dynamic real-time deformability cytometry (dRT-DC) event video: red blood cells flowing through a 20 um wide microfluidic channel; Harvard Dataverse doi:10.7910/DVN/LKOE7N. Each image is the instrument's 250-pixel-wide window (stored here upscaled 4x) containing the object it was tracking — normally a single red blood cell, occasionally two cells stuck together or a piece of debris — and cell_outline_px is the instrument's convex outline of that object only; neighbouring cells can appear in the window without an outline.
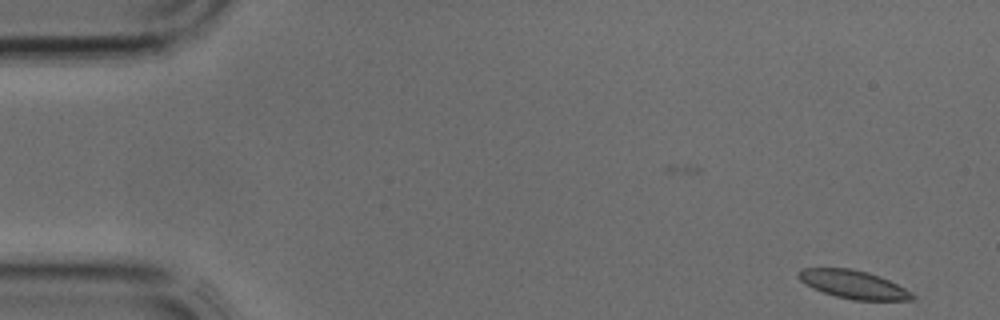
{"species": "common noctule bat (a hibernating species)", "species_latin": "Nyctalus noctula", "temperature_condition": "cold", "stored_images_in_passage": 40, "camera_frame_rate_fps": 3000, "um_per_image_px": 0.085, "animal": {"sex": "male", "body_mass_g": 17.9, "forearm_length_mm": 54.2}, "frame": {"image": 1, "passage_image": 1, "time_ms": 0.0, "image_size_px": [1000, 320], "cell_outline_px": [[916, 300], [852, 300], [836, 296], [812, 288], [800, 280], [796, 276], [796, 272], [800, 268], [852, 268], [868, 272], [880, 276], [912, 292], [916, 296]], "centroid_in_image_um": [72.53, 24.17], "position_along_channel_um": 12.5, "area_um2": 18.84}}
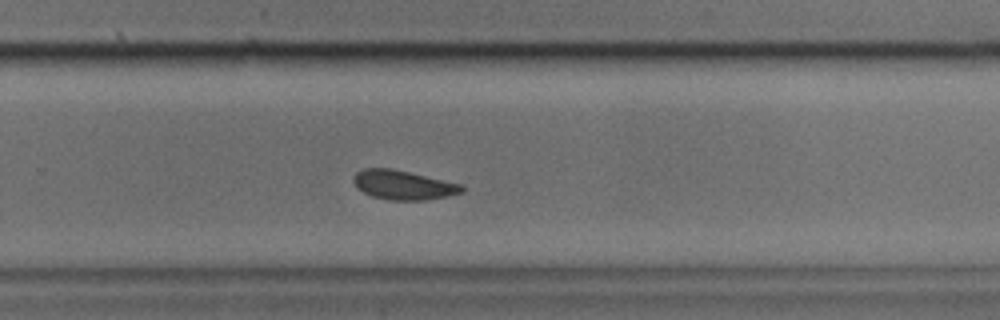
{"frame": {"image": 2, "passage_image": 25, "time_ms": 8.0, "image_size_px": [1000, 320], "cell_outline_px": [[464, 192], [448, 196], [428, 200], [388, 200], [372, 196], [356, 188], [352, 180], [356, 172], [364, 168], [392, 168], [460, 184], [464, 188]], "centroid_in_image_um": [34.25, 15.73], "position_along_channel_um": 295.6, "area_um2": 18.5}}
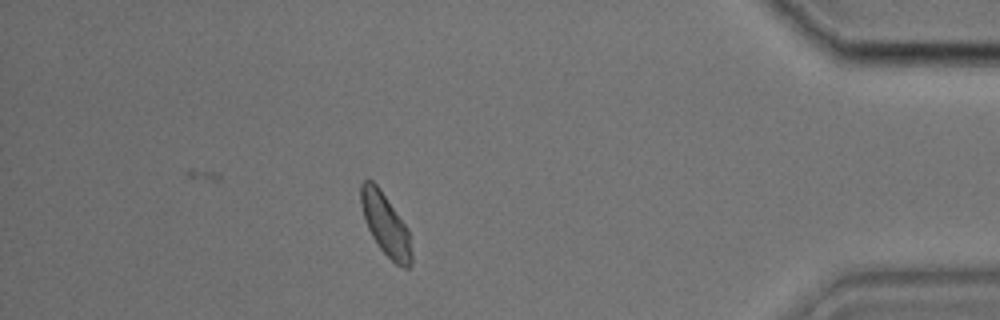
{"frame": {"image": 3, "passage_image": 34, "time_ms": 11.0, "image_size_px": [1000, 320], "cell_outline_px": [[412, 264], [408, 268], [404, 268], [396, 264], [376, 244], [364, 220], [360, 204], [360, 184], [364, 180], [372, 180], [380, 188], [408, 228], [412, 252]], "centroid_in_image_um": [32.77, 19.07], "position_along_channel_um": 402.4, "area_um2": 18.44}}